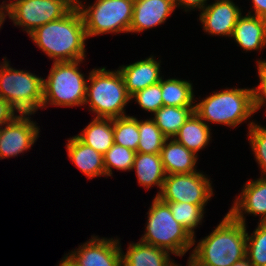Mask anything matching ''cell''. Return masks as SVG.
<instances>
[{"label": "cell", "mask_w": 266, "mask_h": 266, "mask_svg": "<svg viewBox=\"0 0 266 266\" xmlns=\"http://www.w3.org/2000/svg\"><path fill=\"white\" fill-rule=\"evenodd\" d=\"M15 112L19 113L8 101L0 98V128L18 116Z\"/></svg>", "instance_id": "836d02e7"}, {"label": "cell", "mask_w": 266, "mask_h": 266, "mask_svg": "<svg viewBox=\"0 0 266 266\" xmlns=\"http://www.w3.org/2000/svg\"><path fill=\"white\" fill-rule=\"evenodd\" d=\"M210 181L199 171L188 174L166 175L162 191L157 197L163 202H187L193 205H207L213 196Z\"/></svg>", "instance_id": "30bf717a"}, {"label": "cell", "mask_w": 266, "mask_h": 266, "mask_svg": "<svg viewBox=\"0 0 266 266\" xmlns=\"http://www.w3.org/2000/svg\"><path fill=\"white\" fill-rule=\"evenodd\" d=\"M0 98L8 101L19 114H35L42 108L43 77L13 69L4 57L0 65Z\"/></svg>", "instance_id": "52a82bcc"}, {"label": "cell", "mask_w": 266, "mask_h": 266, "mask_svg": "<svg viewBox=\"0 0 266 266\" xmlns=\"http://www.w3.org/2000/svg\"><path fill=\"white\" fill-rule=\"evenodd\" d=\"M81 2L77 0L76 6L83 17L87 38L129 32L134 0H96L87 8Z\"/></svg>", "instance_id": "ba28073f"}, {"label": "cell", "mask_w": 266, "mask_h": 266, "mask_svg": "<svg viewBox=\"0 0 266 266\" xmlns=\"http://www.w3.org/2000/svg\"><path fill=\"white\" fill-rule=\"evenodd\" d=\"M161 95L160 81L134 93L130 99H135V101L139 104V107L141 106L143 110L154 114L163 107V99Z\"/></svg>", "instance_id": "1f68e13d"}, {"label": "cell", "mask_w": 266, "mask_h": 266, "mask_svg": "<svg viewBox=\"0 0 266 266\" xmlns=\"http://www.w3.org/2000/svg\"><path fill=\"white\" fill-rule=\"evenodd\" d=\"M195 107L163 106L153 115L155 124L167 139L174 138Z\"/></svg>", "instance_id": "d4e9b609"}, {"label": "cell", "mask_w": 266, "mask_h": 266, "mask_svg": "<svg viewBox=\"0 0 266 266\" xmlns=\"http://www.w3.org/2000/svg\"><path fill=\"white\" fill-rule=\"evenodd\" d=\"M210 133L209 125L194 111L181 126L174 139L189 151L198 155L197 152L205 148L211 140Z\"/></svg>", "instance_id": "7402d4cb"}, {"label": "cell", "mask_w": 266, "mask_h": 266, "mask_svg": "<svg viewBox=\"0 0 266 266\" xmlns=\"http://www.w3.org/2000/svg\"><path fill=\"white\" fill-rule=\"evenodd\" d=\"M139 144L137 152L160 154L165 140L167 139L155 124L152 118L138 120Z\"/></svg>", "instance_id": "4316f807"}, {"label": "cell", "mask_w": 266, "mask_h": 266, "mask_svg": "<svg viewBox=\"0 0 266 266\" xmlns=\"http://www.w3.org/2000/svg\"><path fill=\"white\" fill-rule=\"evenodd\" d=\"M114 143L137 152L139 144L138 118L123 116L113 119Z\"/></svg>", "instance_id": "83f0119b"}, {"label": "cell", "mask_w": 266, "mask_h": 266, "mask_svg": "<svg viewBox=\"0 0 266 266\" xmlns=\"http://www.w3.org/2000/svg\"><path fill=\"white\" fill-rule=\"evenodd\" d=\"M246 225L227 213L217 227L199 240L187 264L190 266H231L246 257Z\"/></svg>", "instance_id": "7a4b0ae2"}, {"label": "cell", "mask_w": 266, "mask_h": 266, "mask_svg": "<svg viewBox=\"0 0 266 266\" xmlns=\"http://www.w3.org/2000/svg\"><path fill=\"white\" fill-rule=\"evenodd\" d=\"M257 67L260 84L253 87L254 113L266 105V60H257Z\"/></svg>", "instance_id": "d6a6232c"}, {"label": "cell", "mask_w": 266, "mask_h": 266, "mask_svg": "<svg viewBox=\"0 0 266 266\" xmlns=\"http://www.w3.org/2000/svg\"><path fill=\"white\" fill-rule=\"evenodd\" d=\"M213 93L195 104V113L207 125L237 127L254 114L253 88H227Z\"/></svg>", "instance_id": "5b68a950"}, {"label": "cell", "mask_w": 266, "mask_h": 266, "mask_svg": "<svg viewBox=\"0 0 266 266\" xmlns=\"http://www.w3.org/2000/svg\"><path fill=\"white\" fill-rule=\"evenodd\" d=\"M3 23V6L0 5V28L2 27Z\"/></svg>", "instance_id": "f35d334b"}, {"label": "cell", "mask_w": 266, "mask_h": 266, "mask_svg": "<svg viewBox=\"0 0 266 266\" xmlns=\"http://www.w3.org/2000/svg\"><path fill=\"white\" fill-rule=\"evenodd\" d=\"M129 101L130 95L118 69L94 68L89 73L84 105L89 104V111L95 113V118L126 116L125 106Z\"/></svg>", "instance_id": "3957f363"}, {"label": "cell", "mask_w": 266, "mask_h": 266, "mask_svg": "<svg viewBox=\"0 0 266 266\" xmlns=\"http://www.w3.org/2000/svg\"><path fill=\"white\" fill-rule=\"evenodd\" d=\"M30 115L32 114H19L0 128V160L18 156L36 142L40 128L31 121Z\"/></svg>", "instance_id": "8fae6325"}, {"label": "cell", "mask_w": 266, "mask_h": 266, "mask_svg": "<svg viewBox=\"0 0 266 266\" xmlns=\"http://www.w3.org/2000/svg\"><path fill=\"white\" fill-rule=\"evenodd\" d=\"M147 214L146 231L140 242L164 249L179 257L194 245V237L175 220L169 205L159 197L153 199Z\"/></svg>", "instance_id": "277c9868"}, {"label": "cell", "mask_w": 266, "mask_h": 266, "mask_svg": "<svg viewBox=\"0 0 266 266\" xmlns=\"http://www.w3.org/2000/svg\"><path fill=\"white\" fill-rule=\"evenodd\" d=\"M241 15L233 29L231 37L243 50H261L266 46V19L251 15Z\"/></svg>", "instance_id": "e0dca14e"}, {"label": "cell", "mask_w": 266, "mask_h": 266, "mask_svg": "<svg viewBox=\"0 0 266 266\" xmlns=\"http://www.w3.org/2000/svg\"><path fill=\"white\" fill-rule=\"evenodd\" d=\"M66 149L69 159L88 179L106 176L103 154L85 145L76 136L67 140Z\"/></svg>", "instance_id": "d6986e66"}, {"label": "cell", "mask_w": 266, "mask_h": 266, "mask_svg": "<svg viewBox=\"0 0 266 266\" xmlns=\"http://www.w3.org/2000/svg\"><path fill=\"white\" fill-rule=\"evenodd\" d=\"M241 194L234 200L228 212L235 220L246 225V214L260 215L259 222H266V176L249 180L244 184Z\"/></svg>", "instance_id": "5bb4252c"}, {"label": "cell", "mask_w": 266, "mask_h": 266, "mask_svg": "<svg viewBox=\"0 0 266 266\" xmlns=\"http://www.w3.org/2000/svg\"><path fill=\"white\" fill-rule=\"evenodd\" d=\"M175 9L174 0H134L129 33H140L164 23Z\"/></svg>", "instance_id": "9a60e30c"}, {"label": "cell", "mask_w": 266, "mask_h": 266, "mask_svg": "<svg viewBox=\"0 0 266 266\" xmlns=\"http://www.w3.org/2000/svg\"><path fill=\"white\" fill-rule=\"evenodd\" d=\"M231 266H254L247 257L243 258L242 260L235 262Z\"/></svg>", "instance_id": "74e56055"}, {"label": "cell", "mask_w": 266, "mask_h": 266, "mask_svg": "<svg viewBox=\"0 0 266 266\" xmlns=\"http://www.w3.org/2000/svg\"><path fill=\"white\" fill-rule=\"evenodd\" d=\"M169 205L175 220L181 224L194 237L195 245V228L204 218L205 205H193L187 202H165Z\"/></svg>", "instance_id": "484cf974"}, {"label": "cell", "mask_w": 266, "mask_h": 266, "mask_svg": "<svg viewBox=\"0 0 266 266\" xmlns=\"http://www.w3.org/2000/svg\"><path fill=\"white\" fill-rule=\"evenodd\" d=\"M57 266H78L76 263H74L68 255H65L63 259H61V262Z\"/></svg>", "instance_id": "8d00e7d4"}, {"label": "cell", "mask_w": 266, "mask_h": 266, "mask_svg": "<svg viewBox=\"0 0 266 266\" xmlns=\"http://www.w3.org/2000/svg\"><path fill=\"white\" fill-rule=\"evenodd\" d=\"M135 155V151L114 143L108 151L103 154L106 176H112V167L122 171L132 170Z\"/></svg>", "instance_id": "f1b7e54d"}, {"label": "cell", "mask_w": 266, "mask_h": 266, "mask_svg": "<svg viewBox=\"0 0 266 266\" xmlns=\"http://www.w3.org/2000/svg\"><path fill=\"white\" fill-rule=\"evenodd\" d=\"M249 142L254 152L257 164L262 170V176H266V127L258 125L255 122H249Z\"/></svg>", "instance_id": "4dcf8cb0"}, {"label": "cell", "mask_w": 266, "mask_h": 266, "mask_svg": "<svg viewBox=\"0 0 266 266\" xmlns=\"http://www.w3.org/2000/svg\"><path fill=\"white\" fill-rule=\"evenodd\" d=\"M253 11L251 15L266 19V0H252Z\"/></svg>", "instance_id": "d590c367"}, {"label": "cell", "mask_w": 266, "mask_h": 266, "mask_svg": "<svg viewBox=\"0 0 266 266\" xmlns=\"http://www.w3.org/2000/svg\"><path fill=\"white\" fill-rule=\"evenodd\" d=\"M241 15V9L235 5L233 0H215L202 10L199 20L206 33L231 37Z\"/></svg>", "instance_id": "4fadbf2b"}, {"label": "cell", "mask_w": 266, "mask_h": 266, "mask_svg": "<svg viewBox=\"0 0 266 266\" xmlns=\"http://www.w3.org/2000/svg\"><path fill=\"white\" fill-rule=\"evenodd\" d=\"M122 266H178L164 249L143 242L130 243L127 252L122 251Z\"/></svg>", "instance_id": "ffe728a7"}, {"label": "cell", "mask_w": 266, "mask_h": 266, "mask_svg": "<svg viewBox=\"0 0 266 266\" xmlns=\"http://www.w3.org/2000/svg\"><path fill=\"white\" fill-rule=\"evenodd\" d=\"M2 2L3 21L9 16L15 26L23 27L30 35L39 26L65 16L77 0H9ZM5 3V4H4Z\"/></svg>", "instance_id": "9c48e42d"}, {"label": "cell", "mask_w": 266, "mask_h": 266, "mask_svg": "<svg viewBox=\"0 0 266 266\" xmlns=\"http://www.w3.org/2000/svg\"><path fill=\"white\" fill-rule=\"evenodd\" d=\"M29 37L53 62L78 61L86 57L88 38L76 5L62 18L39 26Z\"/></svg>", "instance_id": "6da1fadb"}, {"label": "cell", "mask_w": 266, "mask_h": 266, "mask_svg": "<svg viewBox=\"0 0 266 266\" xmlns=\"http://www.w3.org/2000/svg\"><path fill=\"white\" fill-rule=\"evenodd\" d=\"M133 169H135L140 186L142 185L149 189L155 185L159 188L156 196L161 193L166 174L160 154L136 152L132 166Z\"/></svg>", "instance_id": "44dd1931"}, {"label": "cell", "mask_w": 266, "mask_h": 266, "mask_svg": "<svg viewBox=\"0 0 266 266\" xmlns=\"http://www.w3.org/2000/svg\"><path fill=\"white\" fill-rule=\"evenodd\" d=\"M82 61L53 62L47 79H43L42 108L49 104L60 107L84 105L88 79L79 70Z\"/></svg>", "instance_id": "8992f818"}, {"label": "cell", "mask_w": 266, "mask_h": 266, "mask_svg": "<svg viewBox=\"0 0 266 266\" xmlns=\"http://www.w3.org/2000/svg\"><path fill=\"white\" fill-rule=\"evenodd\" d=\"M76 137L85 145L104 154L114 144L113 119L94 118Z\"/></svg>", "instance_id": "603a6c76"}, {"label": "cell", "mask_w": 266, "mask_h": 266, "mask_svg": "<svg viewBox=\"0 0 266 266\" xmlns=\"http://www.w3.org/2000/svg\"><path fill=\"white\" fill-rule=\"evenodd\" d=\"M163 106L195 107L193 86L190 81L177 78L161 79ZM195 100V101H194Z\"/></svg>", "instance_id": "cb8c5ba5"}, {"label": "cell", "mask_w": 266, "mask_h": 266, "mask_svg": "<svg viewBox=\"0 0 266 266\" xmlns=\"http://www.w3.org/2000/svg\"><path fill=\"white\" fill-rule=\"evenodd\" d=\"M160 63L153 56H150L144 60L127 66L122 65L118 68L130 97L134 93L161 81Z\"/></svg>", "instance_id": "2e32d148"}, {"label": "cell", "mask_w": 266, "mask_h": 266, "mask_svg": "<svg viewBox=\"0 0 266 266\" xmlns=\"http://www.w3.org/2000/svg\"><path fill=\"white\" fill-rule=\"evenodd\" d=\"M78 249L66 254L78 266H122L119 239L91 236Z\"/></svg>", "instance_id": "7c38bea8"}, {"label": "cell", "mask_w": 266, "mask_h": 266, "mask_svg": "<svg viewBox=\"0 0 266 266\" xmlns=\"http://www.w3.org/2000/svg\"><path fill=\"white\" fill-rule=\"evenodd\" d=\"M174 3L176 8L181 6V8H184L186 12L195 8L202 11L207 6V0H174Z\"/></svg>", "instance_id": "e575fe53"}, {"label": "cell", "mask_w": 266, "mask_h": 266, "mask_svg": "<svg viewBox=\"0 0 266 266\" xmlns=\"http://www.w3.org/2000/svg\"><path fill=\"white\" fill-rule=\"evenodd\" d=\"M246 257L254 266L266 264V223H258L252 235L247 232Z\"/></svg>", "instance_id": "f546056e"}, {"label": "cell", "mask_w": 266, "mask_h": 266, "mask_svg": "<svg viewBox=\"0 0 266 266\" xmlns=\"http://www.w3.org/2000/svg\"><path fill=\"white\" fill-rule=\"evenodd\" d=\"M160 157L166 175L197 172L198 156L174 138L165 140Z\"/></svg>", "instance_id": "ac0fdd59"}]
</instances>
